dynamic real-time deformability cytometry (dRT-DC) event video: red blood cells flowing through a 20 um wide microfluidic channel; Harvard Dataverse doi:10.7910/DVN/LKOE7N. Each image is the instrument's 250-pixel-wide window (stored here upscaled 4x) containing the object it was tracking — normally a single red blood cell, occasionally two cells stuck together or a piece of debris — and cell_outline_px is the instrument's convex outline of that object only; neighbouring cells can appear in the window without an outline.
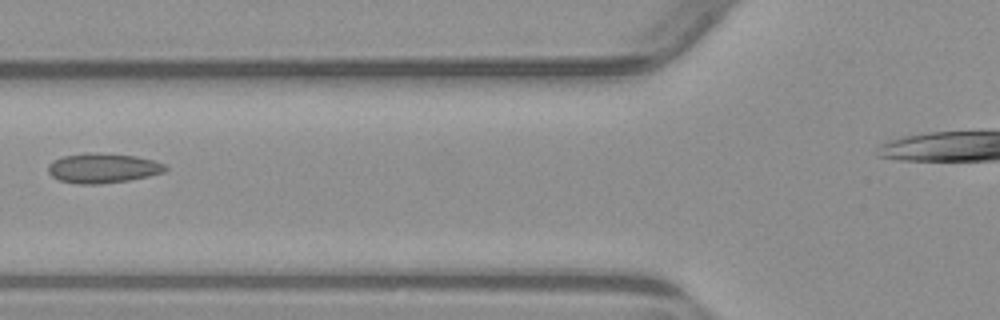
{"species": "common noctule bat (a hibernating species)", "species_latin": "Nyctalus noctula", "temperature_condition": "warm", "stored_images_in_passage": 3, "camera_frame_rate_fps": 3000, "um_per_image_px": 0.085, "animal": {"sex": "male", "body_mass_g": 23.1, "forearm_length_mm": 52.7}, "frame": {"image": 1, "passage_image": 2, "time_ms": 1.333, "image_size_px": [1000, 320], "cell_outline_px": [[168, 168], [164, 172], [148, 176], [128, 180], [100, 184], [76, 184], [60, 180], [52, 176], [48, 172], [48, 164], [52, 160], [64, 156], [84, 152], [88, 152], [136, 156], [152, 160], [164, 164]], "centroid_in_image_um": [8.71, 14.29], "position_along_channel_um": 117.1, "area_um2": 20.29}}
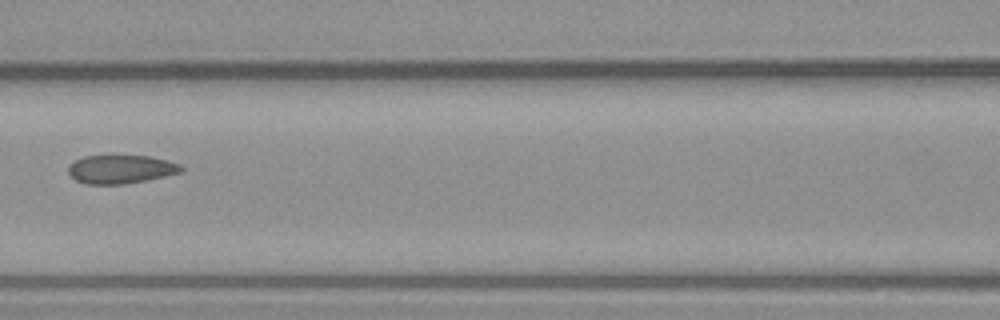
{"frame": {"image": 2, "passage_image": 3, "time_ms": 2.333, "image_size_px": [1000, 320], "cell_outline_px": [[184, 168], [180, 172], [164, 176], [124, 184], [84, 184], [76, 180], [68, 172], [68, 164], [84, 156], [112, 152], [152, 156], [168, 160], [180, 164]], "centroid_in_image_um": [10.24, 14.32], "position_along_channel_um": 156.4, "area_um2": 19.65}}